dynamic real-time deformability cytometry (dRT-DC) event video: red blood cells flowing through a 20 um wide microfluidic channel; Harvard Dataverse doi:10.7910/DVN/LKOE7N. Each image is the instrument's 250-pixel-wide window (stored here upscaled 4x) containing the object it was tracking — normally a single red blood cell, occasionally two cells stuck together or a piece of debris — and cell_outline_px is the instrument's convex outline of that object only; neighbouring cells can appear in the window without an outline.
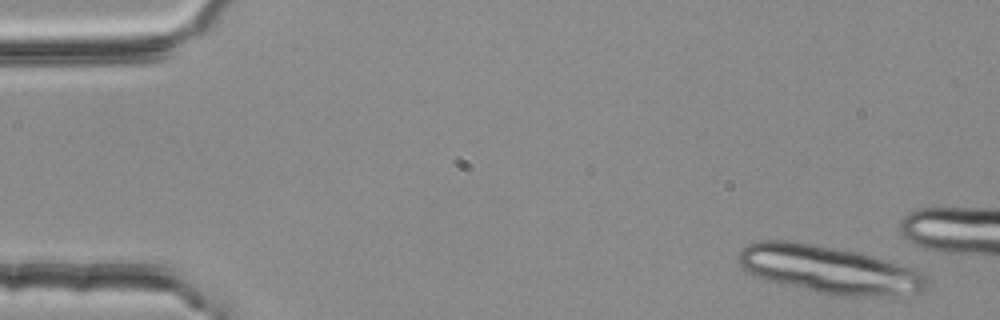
{"species": "common noctule bat (a hibernating species)", "species_latin": "Nyctalus noctula", "temperature_condition": "room temperature", "stored_images_in_passage": 4, "camera_frame_rate_fps": 3000, "um_per_image_px": 0.085, "animal": {"sex": "female", "body_mass_g": 25.1}, "frame": {"image": 1, "passage_image": 1, "time_ms": 0.0, "image_size_px": [1000, 320], "cell_outline_px": [[928, 288], [924, 292], [852, 296], [816, 292], [768, 280], [756, 276], [748, 272], [740, 264], [740, 252], [748, 244], [764, 240], [788, 240], [856, 252], [908, 268], [920, 272], [928, 280]], "centroid_in_image_um": [70.43, 22.91], "position_along_channel_um": 14.6, "area_um2": 50.58}}